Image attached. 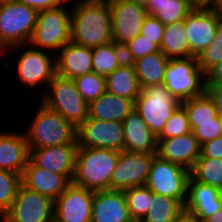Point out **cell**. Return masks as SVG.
Returning <instances> with one entry per match:
<instances>
[{
	"label": "cell",
	"mask_w": 222,
	"mask_h": 222,
	"mask_svg": "<svg viewBox=\"0 0 222 222\" xmlns=\"http://www.w3.org/2000/svg\"><path fill=\"white\" fill-rule=\"evenodd\" d=\"M30 123L25 130L29 149L78 144L77 128L41 102Z\"/></svg>",
	"instance_id": "3957f363"
},
{
	"label": "cell",
	"mask_w": 222,
	"mask_h": 222,
	"mask_svg": "<svg viewBox=\"0 0 222 222\" xmlns=\"http://www.w3.org/2000/svg\"><path fill=\"white\" fill-rule=\"evenodd\" d=\"M183 211L177 199L153 193L150 209L140 222H174Z\"/></svg>",
	"instance_id": "1f68e13d"
},
{
	"label": "cell",
	"mask_w": 222,
	"mask_h": 222,
	"mask_svg": "<svg viewBox=\"0 0 222 222\" xmlns=\"http://www.w3.org/2000/svg\"><path fill=\"white\" fill-rule=\"evenodd\" d=\"M222 208V191L194 180L187 183V199L184 210L192 213L198 222H204Z\"/></svg>",
	"instance_id": "e0dca14e"
},
{
	"label": "cell",
	"mask_w": 222,
	"mask_h": 222,
	"mask_svg": "<svg viewBox=\"0 0 222 222\" xmlns=\"http://www.w3.org/2000/svg\"><path fill=\"white\" fill-rule=\"evenodd\" d=\"M91 222H134L123 190L94 192Z\"/></svg>",
	"instance_id": "ffe728a7"
},
{
	"label": "cell",
	"mask_w": 222,
	"mask_h": 222,
	"mask_svg": "<svg viewBox=\"0 0 222 222\" xmlns=\"http://www.w3.org/2000/svg\"><path fill=\"white\" fill-rule=\"evenodd\" d=\"M16 0H0V4L15 2Z\"/></svg>",
	"instance_id": "816d5d0a"
},
{
	"label": "cell",
	"mask_w": 222,
	"mask_h": 222,
	"mask_svg": "<svg viewBox=\"0 0 222 222\" xmlns=\"http://www.w3.org/2000/svg\"><path fill=\"white\" fill-rule=\"evenodd\" d=\"M190 171L156 155L152 161L146 186L154 193L177 199L183 206L187 199Z\"/></svg>",
	"instance_id": "9c48e42d"
},
{
	"label": "cell",
	"mask_w": 222,
	"mask_h": 222,
	"mask_svg": "<svg viewBox=\"0 0 222 222\" xmlns=\"http://www.w3.org/2000/svg\"><path fill=\"white\" fill-rule=\"evenodd\" d=\"M127 207L134 222H140L148 213L153 192L146 186H137L123 190Z\"/></svg>",
	"instance_id": "836d02e7"
},
{
	"label": "cell",
	"mask_w": 222,
	"mask_h": 222,
	"mask_svg": "<svg viewBox=\"0 0 222 222\" xmlns=\"http://www.w3.org/2000/svg\"><path fill=\"white\" fill-rule=\"evenodd\" d=\"M42 49L29 46L25 52L23 51L17 62L18 81L26 87L36 88L41 84H48L53 80L56 74L55 59L50 57ZM37 85V86H36Z\"/></svg>",
	"instance_id": "9a60e30c"
},
{
	"label": "cell",
	"mask_w": 222,
	"mask_h": 222,
	"mask_svg": "<svg viewBox=\"0 0 222 222\" xmlns=\"http://www.w3.org/2000/svg\"><path fill=\"white\" fill-rule=\"evenodd\" d=\"M37 13L36 9L17 1L0 4V55L12 47L27 46L36 26Z\"/></svg>",
	"instance_id": "277c9868"
},
{
	"label": "cell",
	"mask_w": 222,
	"mask_h": 222,
	"mask_svg": "<svg viewBox=\"0 0 222 222\" xmlns=\"http://www.w3.org/2000/svg\"><path fill=\"white\" fill-rule=\"evenodd\" d=\"M71 10V41L90 48L113 40L108 0L75 1Z\"/></svg>",
	"instance_id": "6da1fadb"
},
{
	"label": "cell",
	"mask_w": 222,
	"mask_h": 222,
	"mask_svg": "<svg viewBox=\"0 0 222 222\" xmlns=\"http://www.w3.org/2000/svg\"><path fill=\"white\" fill-rule=\"evenodd\" d=\"M157 153L121 151L111 175V189L125 190L146 184Z\"/></svg>",
	"instance_id": "4fadbf2b"
},
{
	"label": "cell",
	"mask_w": 222,
	"mask_h": 222,
	"mask_svg": "<svg viewBox=\"0 0 222 222\" xmlns=\"http://www.w3.org/2000/svg\"><path fill=\"white\" fill-rule=\"evenodd\" d=\"M20 184V174L0 170V216H4L11 208Z\"/></svg>",
	"instance_id": "d590c367"
},
{
	"label": "cell",
	"mask_w": 222,
	"mask_h": 222,
	"mask_svg": "<svg viewBox=\"0 0 222 222\" xmlns=\"http://www.w3.org/2000/svg\"><path fill=\"white\" fill-rule=\"evenodd\" d=\"M163 84L182 102L205 92L206 76L197 57L169 59Z\"/></svg>",
	"instance_id": "ba28073f"
},
{
	"label": "cell",
	"mask_w": 222,
	"mask_h": 222,
	"mask_svg": "<svg viewBox=\"0 0 222 222\" xmlns=\"http://www.w3.org/2000/svg\"><path fill=\"white\" fill-rule=\"evenodd\" d=\"M73 81L88 104L106 92V77L94 71L78 76Z\"/></svg>",
	"instance_id": "e575fe53"
},
{
	"label": "cell",
	"mask_w": 222,
	"mask_h": 222,
	"mask_svg": "<svg viewBox=\"0 0 222 222\" xmlns=\"http://www.w3.org/2000/svg\"><path fill=\"white\" fill-rule=\"evenodd\" d=\"M205 76L206 83L222 84V61L214 66Z\"/></svg>",
	"instance_id": "f6af8a7d"
},
{
	"label": "cell",
	"mask_w": 222,
	"mask_h": 222,
	"mask_svg": "<svg viewBox=\"0 0 222 222\" xmlns=\"http://www.w3.org/2000/svg\"><path fill=\"white\" fill-rule=\"evenodd\" d=\"M197 5H215L219 0H193Z\"/></svg>",
	"instance_id": "c3c4849f"
},
{
	"label": "cell",
	"mask_w": 222,
	"mask_h": 222,
	"mask_svg": "<svg viewBox=\"0 0 222 222\" xmlns=\"http://www.w3.org/2000/svg\"><path fill=\"white\" fill-rule=\"evenodd\" d=\"M130 1H133V2H135L137 4H140V5L145 7L149 0H130Z\"/></svg>",
	"instance_id": "f907efd6"
},
{
	"label": "cell",
	"mask_w": 222,
	"mask_h": 222,
	"mask_svg": "<svg viewBox=\"0 0 222 222\" xmlns=\"http://www.w3.org/2000/svg\"><path fill=\"white\" fill-rule=\"evenodd\" d=\"M132 63L141 89L163 84L169 58L161 51L140 57Z\"/></svg>",
	"instance_id": "4316f807"
},
{
	"label": "cell",
	"mask_w": 222,
	"mask_h": 222,
	"mask_svg": "<svg viewBox=\"0 0 222 222\" xmlns=\"http://www.w3.org/2000/svg\"><path fill=\"white\" fill-rule=\"evenodd\" d=\"M215 7L219 10L220 16H221V20H222V0H219V1L215 4Z\"/></svg>",
	"instance_id": "681fc988"
},
{
	"label": "cell",
	"mask_w": 222,
	"mask_h": 222,
	"mask_svg": "<svg viewBox=\"0 0 222 222\" xmlns=\"http://www.w3.org/2000/svg\"><path fill=\"white\" fill-rule=\"evenodd\" d=\"M160 51L169 59L195 57L190 52L185 20L165 25Z\"/></svg>",
	"instance_id": "f1b7e54d"
},
{
	"label": "cell",
	"mask_w": 222,
	"mask_h": 222,
	"mask_svg": "<svg viewBox=\"0 0 222 222\" xmlns=\"http://www.w3.org/2000/svg\"><path fill=\"white\" fill-rule=\"evenodd\" d=\"M205 92L212 99L219 113H222V84L206 83Z\"/></svg>",
	"instance_id": "7bdbcfd3"
},
{
	"label": "cell",
	"mask_w": 222,
	"mask_h": 222,
	"mask_svg": "<svg viewBox=\"0 0 222 222\" xmlns=\"http://www.w3.org/2000/svg\"><path fill=\"white\" fill-rule=\"evenodd\" d=\"M199 144L214 140L222 135V124L219 115L216 122L197 123V127L192 131Z\"/></svg>",
	"instance_id": "ab89813d"
},
{
	"label": "cell",
	"mask_w": 222,
	"mask_h": 222,
	"mask_svg": "<svg viewBox=\"0 0 222 222\" xmlns=\"http://www.w3.org/2000/svg\"><path fill=\"white\" fill-rule=\"evenodd\" d=\"M204 222H222V208L214 215L208 217Z\"/></svg>",
	"instance_id": "7dc6e473"
},
{
	"label": "cell",
	"mask_w": 222,
	"mask_h": 222,
	"mask_svg": "<svg viewBox=\"0 0 222 222\" xmlns=\"http://www.w3.org/2000/svg\"><path fill=\"white\" fill-rule=\"evenodd\" d=\"M219 117H220V121H221V124H222V113H219Z\"/></svg>",
	"instance_id": "db71d44e"
},
{
	"label": "cell",
	"mask_w": 222,
	"mask_h": 222,
	"mask_svg": "<svg viewBox=\"0 0 222 222\" xmlns=\"http://www.w3.org/2000/svg\"><path fill=\"white\" fill-rule=\"evenodd\" d=\"M30 151L25 133L0 131V170L22 176L28 164Z\"/></svg>",
	"instance_id": "603a6c76"
},
{
	"label": "cell",
	"mask_w": 222,
	"mask_h": 222,
	"mask_svg": "<svg viewBox=\"0 0 222 222\" xmlns=\"http://www.w3.org/2000/svg\"><path fill=\"white\" fill-rule=\"evenodd\" d=\"M181 106L188 115L191 131L197 127V123L216 122V117L219 115L212 99L206 92L182 101Z\"/></svg>",
	"instance_id": "4dcf8cb0"
},
{
	"label": "cell",
	"mask_w": 222,
	"mask_h": 222,
	"mask_svg": "<svg viewBox=\"0 0 222 222\" xmlns=\"http://www.w3.org/2000/svg\"><path fill=\"white\" fill-rule=\"evenodd\" d=\"M78 147L125 150L122 122L87 118L77 128Z\"/></svg>",
	"instance_id": "7c38bea8"
},
{
	"label": "cell",
	"mask_w": 222,
	"mask_h": 222,
	"mask_svg": "<svg viewBox=\"0 0 222 222\" xmlns=\"http://www.w3.org/2000/svg\"><path fill=\"white\" fill-rule=\"evenodd\" d=\"M78 144L29 149V159L38 167L60 175H74Z\"/></svg>",
	"instance_id": "d6986e66"
},
{
	"label": "cell",
	"mask_w": 222,
	"mask_h": 222,
	"mask_svg": "<svg viewBox=\"0 0 222 222\" xmlns=\"http://www.w3.org/2000/svg\"><path fill=\"white\" fill-rule=\"evenodd\" d=\"M120 152L78 147L72 183L93 192L111 189V175Z\"/></svg>",
	"instance_id": "7a4b0ae2"
},
{
	"label": "cell",
	"mask_w": 222,
	"mask_h": 222,
	"mask_svg": "<svg viewBox=\"0 0 222 222\" xmlns=\"http://www.w3.org/2000/svg\"><path fill=\"white\" fill-rule=\"evenodd\" d=\"M93 194L71 182L54 201V222H91Z\"/></svg>",
	"instance_id": "2e32d148"
},
{
	"label": "cell",
	"mask_w": 222,
	"mask_h": 222,
	"mask_svg": "<svg viewBox=\"0 0 222 222\" xmlns=\"http://www.w3.org/2000/svg\"><path fill=\"white\" fill-rule=\"evenodd\" d=\"M190 176L200 183L222 191V159L199 157L190 170Z\"/></svg>",
	"instance_id": "d6a6232c"
},
{
	"label": "cell",
	"mask_w": 222,
	"mask_h": 222,
	"mask_svg": "<svg viewBox=\"0 0 222 222\" xmlns=\"http://www.w3.org/2000/svg\"><path fill=\"white\" fill-rule=\"evenodd\" d=\"M65 3L68 2L63 1L54 8L37 13L36 26L27 45L58 53L71 41V12L66 10Z\"/></svg>",
	"instance_id": "5b68a950"
},
{
	"label": "cell",
	"mask_w": 222,
	"mask_h": 222,
	"mask_svg": "<svg viewBox=\"0 0 222 222\" xmlns=\"http://www.w3.org/2000/svg\"><path fill=\"white\" fill-rule=\"evenodd\" d=\"M200 69L206 75L214 66L222 61V23L217 29L214 40L197 57Z\"/></svg>",
	"instance_id": "74e56055"
},
{
	"label": "cell",
	"mask_w": 222,
	"mask_h": 222,
	"mask_svg": "<svg viewBox=\"0 0 222 222\" xmlns=\"http://www.w3.org/2000/svg\"><path fill=\"white\" fill-rule=\"evenodd\" d=\"M41 96V103L56 111L78 128L88 118V103L81 96L73 79L55 74Z\"/></svg>",
	"instance_id": "8992f818"
},
{
	"label": "cell",
	"mask_w": 222,
	"mask_h": 222,
	"mask_svg": "<svg viewBox=\"0 0 222 222\" xmlns=\"http://www.w3.org/2000/svg\"><path fill=\"white\" fill-rule=\"evenodd\" d=\"M125 151L157 153V137L133 109L123 120Z\"/></svg>",
	"instance_id": "cb8c5ba5"
},
{
	"label": "cell",
	"mask_w": 222,
	"mask_h": 222,
	"mask_svg": "<svg viewBox=\"0 0 222 222\" xmlns=\"http://www.w3.org/2000/svg\"><path fill=\"white\" fill-rule=\"evenodd\" d=\"M16 1L23 3L29 7H32L36 9L38 12L54 8L63 2V0H16Z\"/></svg>",
	"instance_id": "ee69618b"
},
{
	"label": "cell",
	"mask_w": 222,
	"mask_h": 222,
	"mask_svg": "<svg viewBox=\"0 0 222 222\" xmlns=\"http://www.w3.org/2000/svg\"><path fill=\"white\" fill-rule=\"evenodd\" d=\"M4 217L10 222H54V201L21 183Z\"/></svg>",
	"instance_id": "8fae6325"
},
{
	"label": "cell",
	"mask_w": 222,
	"mask_h": 222,
	"mask_svg": "<svg viewBox=\"0 0 222 222\" xmlns=\"http://www.w3.org/2000/svg\"><path fill=\"white\" fill-rule=\"evenodd\" d=\"M159 51L160 47L157 44L148 38H144L141 34L123 45L124 59L126 62H133L140 57Z\"/></svg>",
	"instance_id": "f35d334b"
},
{
	"label": "cell",
	"mask_w": 222,
	"mask_h": 222,
	"mask_svg": "<svg viewBox=\"0 0 222 222\" xmlns=\"http://www.w3.org/2000/svg\"><path fill=\"white\" fill-rule=\"evenodd\" d=\"M165 25H163L155 16L147 15L141 27L140 34L144 38L152 40L159 47L161 46Z\"/></svg>",
	"instance_id": "60d3db41"
},
{
	"label": "cell",
	"mask_w": 222,
	"mask_h": 222,
	"mask_svg": "<svg viewBox=\"0 0 222 222\" xmlns=\"http://www.w3.org/2000/svg\"><path fill=\"white\" fill-rule=\"evenodd\" d=\"M190 132L192 131L189 125L188 115L185 109L180 105L164 125L161 133L157 136V140L182 136Z\"/></svg>",
	"instance_id": "8d00e7d4"
},
{
	"label": "cell",
	"mask_w": 222,
	"mask_h": 222,
	"mask_svg": "<svg viewBox=\"0 0 222 222\" xmlns=\"http://www.w3.org/2000/svg\"><path fill=\"white\" fill-rule=\"evenodd\" d=\"M111 10L113 40L123 46L140 34L146 8L130 0H108Z\"/></svg>",
	"instance_id": "5bb4252c"
},
{
	"label": "cell",
	"mask_w": 222,
	"mask_h": 222,
	"mask_svg": "<svg viewBox=\"0 0 222 222\" xmlns=\"http://www.w3.org/2000/svg\"><path fill=\"white\" fill-rule=\"evenodd\" d=\"M174 222H198L195 216L187 211H183L175 220Z\"/></svg>",
	"instance_id": "bcb514c9"
},
{
	"label": "cell",
	"mask_w": 222,
	"mask_h": 222,
	"mask_svg": "<svg viewBox=\"0 0 222 222\" xmlns=\"http://www.w3.org/2000/svg\"><path fill=\"white\" fill-rule=\"evenodd\" d=\"M55 59L56 73L70 79L93 71L92 48L68 42Z\"/></svg>",
	"instance_id": "7402d4cb"
},
{
	"label": "cell",
	"mask_w": 222,
	"mask_h": 222,
	"mask_svg": "<svg viewBox=\"0 0 222 222\" xmlns=\"http://www.w3.org/2000/svg\"><path fill=\"white\" fill-rule=\"evenodd\" d=\"M134 64L124 62L106 76V91L135 102L141 92Z\"/></svg>",
	"instance_id": "484cf974"
},
{
	"label": "cell",
	"mask_w": 222,
	"mask_h": 222,
	"mask_svg": "<svg viewBox=\"0 0 222 222\" xmlns=\"http://www.w3.org/2000/svg\"><path fill=\"white\" fill-rule=\"evenodd\" d=\"M63 1H65V2H72V1H74V0H63ZM75 1H77V0H75ZM78 1H80V0H78Z\"/></svg>",
	"instance_id": "11a10c76"
},
{
	"label": "cell",
	"mask_w": 222,
	"mask_h": 222,
	"mask_svg": "<svg viewBox=\"0 0 222 222\" xmlns=\"http://www.w3.org/2000/svg\"><path fill=\"white\" fill-rule=\"evenodd\" d=\"M199 157L222 159V135L214 140L202 144L201 155Z\"/></svg>",
	"instance_id": "b9f144b4"
},
{
	"label": "cell",
	"mask_w": 222,
	"mask_h": 222,
	"mask_svg": "<svg viewBox=\"0 0 222 222\" xmlns=\"http://www.w3.org/2000/svg\"><path fill=\"white\" fill-rule=\"evenodd\" d=\"M196 5L193 0H149L145 8L148 15L168 25L185 20Z\"/></svg>",
	"instance_id": "83f0119b"
},
{
	"label": "cell",
	"mask_w": 222,
	"mask_h": 222,
	"mask_svg": "<svg viewBox=\"0 0 222 222\" xmlns=\"http://www.w3.org/2000/svg\"><path fill=\"white\" fill-rule=\"evenodd\" d=\"M73 175H60L36 166L30 159L21 176V183L55 201L71 183Z\"/></svg>",
	"instance_id": "ac0fdd59"
},
{
	"label": "cell",
	"mask_w": 222,
	"mask_h": 222,
	"mask_svg": "<svg viewBox=\"0 0 222 222\" xmlns=\"http://www.w3.org/2000/svg\"><path fill=\"white\" fill-rule=\"evenodd\" d=\"M181 102L162 85L142 88L134 102V109L157 137Z\"/></svg>",
	"instance_id": "52a82bcc"
},
{
	"label": "cell",
	"mask_w": 222,
	"mask_h": 222,
	"mask_svg": "<svg viewBox=\"0 0 222 222\" xmlns=\"http://www.w3.org/2000/svg\"><path fill=\"white\" fill-rule=\"evenodd\" d=\"M93 71L107 76L124 62L123 46L115 41L92 48Z\"/></svg>",
	"instance_id": "f546056e"
},
{
	"label": "cell",
	"mask_w": 222,
	"mask_h": 222,
	"mask_svg": "<svg viewBox=\"0 0 222 222\" xmlns=\"http://www.w3.org/2000/svg\"><path fill=\"white\" fill-rule=\"evenodd\" d=\"M222 23L215 5H196L185 19L190 52L198 57L214 40Z\"/></svg>",
	"instance_id": "30bf717a"
},
{
	"label": "cell",
	"mask_w": 222,
	"mask_h": 222,
	"mask_svg": "<svg viewBox=\"0 0 222 222\" xmlns=\"http://www.w3.org/2000/svg\"><path fill=\"white\" fill-rule=\"evenodd\" d=\"M0 222H10V221L6 219L4 216H0Z\"/></svg>",
	"instance_id": "f5cc1de1"
},
{
	"label": "cell",
	"mask_w": 222,
	"mask_h": 222,
	"mask_svg": "<svg viewBox=\"0 0 222 222\" xmlns=\"http://www.w3.org/2000/svg\"><path fill=\"white\" fill-rule=\"evenodd\" d=\"M88 106V118L123 122L134 109V102L106 91Z\"/></svg>",
	"instance_id": "d4e9b609"
},
{
	"label": "cell",
	"mask_w": 222,
	"mask_h": 222,
	"mask_svg": "<svg viewBox=\"0 0 222 222\" xmlns=\"http://www.w3.org/2000/svg\"><path fill=\"white\" fill-rule=\"evenodd\" d=\"M157 142V155L160 158L179 164L189 171L201 155V145L192 132Z\"/></svg>",
	"instance_id": "44dd1931"
}]
</instances>
